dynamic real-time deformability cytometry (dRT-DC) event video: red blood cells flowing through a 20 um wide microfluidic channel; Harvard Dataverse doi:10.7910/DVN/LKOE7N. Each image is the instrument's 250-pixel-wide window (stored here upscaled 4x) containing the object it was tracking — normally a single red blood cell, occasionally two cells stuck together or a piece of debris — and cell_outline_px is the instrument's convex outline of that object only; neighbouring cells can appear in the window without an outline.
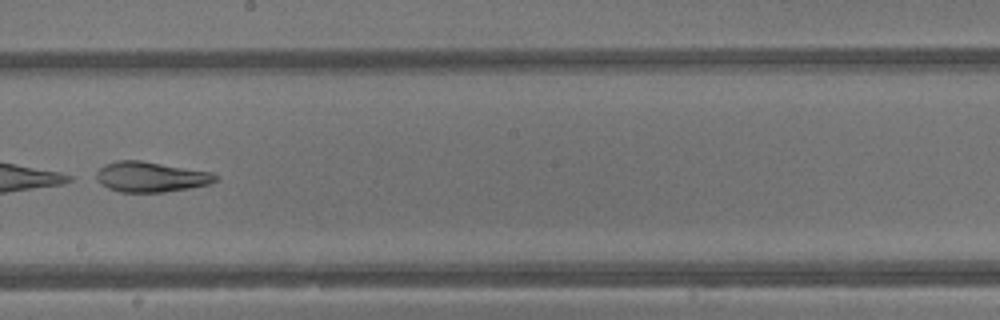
{"species": "common noctule bat (a hibernating species)", "species_latin": "Nyctalus noctula", "temperature_condition": "warm", "stored_images_in_passage": 41, "camera_frame_rate_fps": 3000, "um_per_image_px": 0.085, "animal": {"sex": "male", "body_mass_g": 13.3}, "frame": {"image": 1, "passage_image": 24, "time_ms": 7.667, "image_size_px": [1000, 320], "cell_outline_px": [[220, 176], [216, 180], [208, 184], [188, 188], [164, 192], [120, 192], [108, 188], [100, 184], [96, 180], [96, 172], [104, 164], [116, 160], [140, 160], [212, 172]], "centroid_in_image_um": [12.79, 15.03], "position_along_channel_um": 235.4, "area_um2": 21.1}}